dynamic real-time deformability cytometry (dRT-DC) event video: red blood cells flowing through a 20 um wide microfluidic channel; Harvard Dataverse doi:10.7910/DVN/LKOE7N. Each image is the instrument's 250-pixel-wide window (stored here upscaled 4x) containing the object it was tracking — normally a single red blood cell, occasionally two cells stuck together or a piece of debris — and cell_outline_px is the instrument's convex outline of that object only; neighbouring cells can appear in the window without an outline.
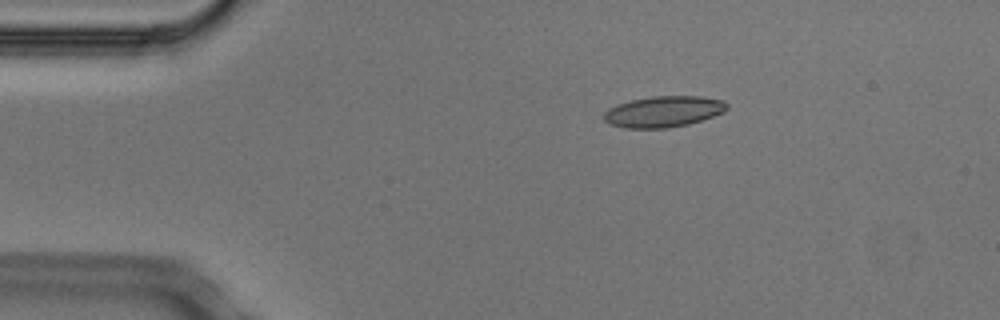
{"species": "Egyptian fruit bat (a non-hibernating species)", "species_latin": "Rousettus aegyptiacus", "temperature_condition": "cold", "stored_images_in_passage": 47, "camera_frame_rate_fps": 3000, "um_per_image_px": 0.085, "animal": {"sex": "male"}, "frame": {"image": 1, "passage_image": 3, "time_ms": 0.667, "image_size_px": [1000, 320], "cell_outline_px": [[728, 108], [724, 112], [688, 124], [668, 128], [624, 128], [608, 124], [604, 120], [604, 112], [608, 108], [616, 104], [632, 100], [652, 96], [700, 96], [724, 100], [728, 104]], "centroid_in_image_um": [56.38, 9.48], "position_along_channel_um": 28.6, "area_um2": 22.37}}
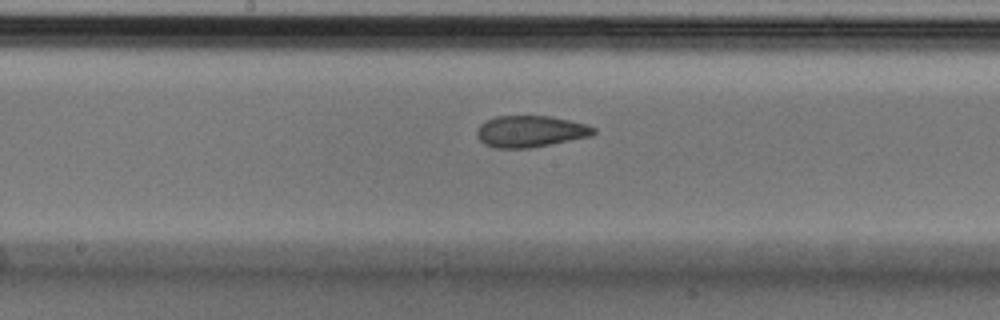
{"frame": {"image": 2, "passage_image": 21, "time_ms": 6.667, "image_size_px": [1000, 320], "cell_outline_px": [[596, 132], [592, 136], [528, 148], [496, 148], [484, 144], [476, 136], [476, 132], [480, 124], [496, 116], [552, 116], [588, 124], [596, 128]], "centroid_in_image_um": [45.1, 11.16], "position_along_channel_um": 203.1, "area_um2": 21.5}}
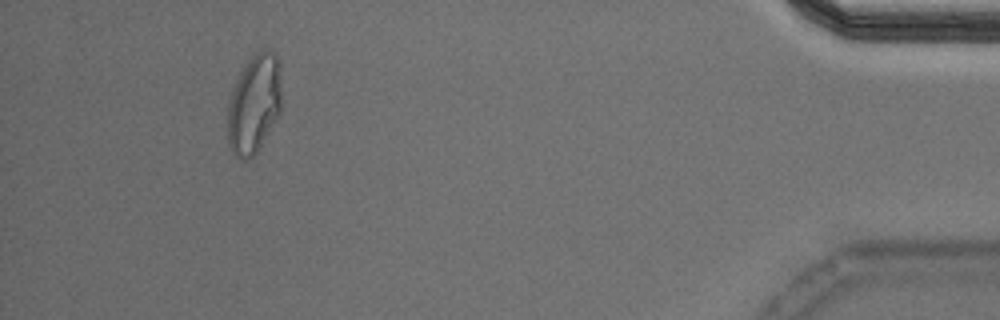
{"frame": {"image": 3, "passage_image": 43, "time_ms": 14.0, "image_size_px": [1000, 320], "cell_outline_px": [[280, 112], [256, 152], [248, 160], [240, 160], [232, 152], [228, 144], [228, 104], [232, 88], [240, 72], [248, 60], [256, 52], [272, 52], [276, 56], [280, 64]], "centroid_in_image_um": [21.57, 8.86], "position_along_channel_um": 413.6, "area_um2": 30.69}, "authors_computed_cell_mechanics": {"area_um2": 22.1952, "velocity_mm_per_s": 3.7467, "shape_relaxation_time_tau1_ms": 8.244, "shape_relaxation_time_tau2_ms": 2.107, "deformation_change_tau1": 0.1805, "deformation_change_tau2": 0.0675}}